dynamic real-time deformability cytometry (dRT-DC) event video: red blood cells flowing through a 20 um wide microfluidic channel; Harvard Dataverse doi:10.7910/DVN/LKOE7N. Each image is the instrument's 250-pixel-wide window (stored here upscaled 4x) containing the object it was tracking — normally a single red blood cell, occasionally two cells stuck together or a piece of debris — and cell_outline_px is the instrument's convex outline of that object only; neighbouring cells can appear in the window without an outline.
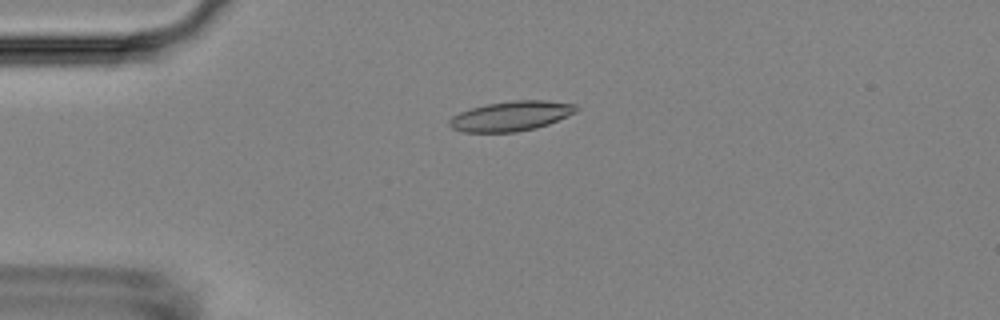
{"species": "Egyptian fruit bat (a non-hibernating species)", "species_latin": "Rousettus aegyptiacus", "temperature_condition": "room temperature", "stored_images_in_passage": 56, "camera_frame_rate_fps": 3000, "um_per_image_px": 0.085, "animal": {"sex": "female"}, "frame": {"image": 1, "passage_image": 14, "time_ms": 4.333, "image_size_px": [1000, 320], "cell_outline_px": [[580, 108], [576, 112], [548, 124], [536, 128], [516, 132], [460, 132], [452, 128], [448, 124], [448, 120], [452, 116], [460, 112], [472, 108], [488, 104], [512, 100], [548, 100], [576, 104]], "centroid_in_image_um": [43.45, 9.86], "position_along_channel_um": 41.6, "area_um2": 22.14}}
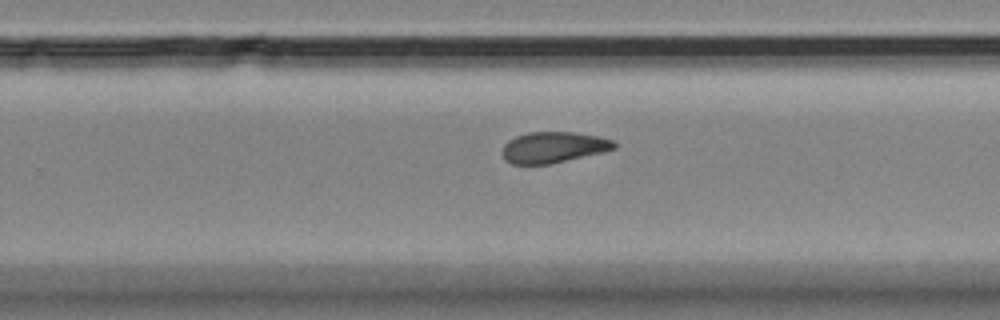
{"frame": {"image": 2, "passage_image": 36, "time_ms": 11.667, "image_size_px": [1000, 320], "cell_outline_px": [[616, 148], [604, 152], [552, 164], [512, 164], [504, 160], [504, 144], [508, 140], [516, 136], [528, 132], [576, 132], [600, 136], [612, 140], [616, 144]], "centroid_in_image_um": [47.07, 12.52], "position_along_channel_um": 282.7, "area_um2": 20.35}}
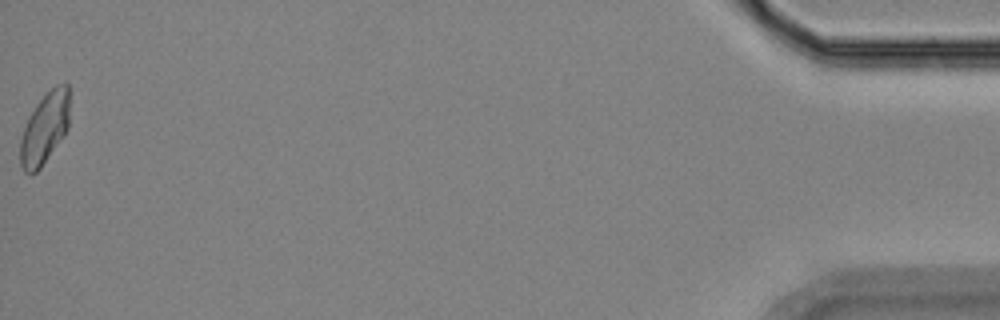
{"frame": {"image": 3, "passage_image": 56, "time_ms": 18.333, "image_size_px": [1000, 320], "cell_outline_px": [[68, 128], [64, 136], [40, 168], [32, 176], [24, 172], [20, 164], [20, 140], [28, 116], [36, 104], [56, 84], [64, 80], [68, 84]], "centroid_in_image_um": [3.79, 10.92], "position_along_channel_um": 431.4, "area_um2": 20.58}, "authors_computed_cell_mechanics": {"area_um2": 21.0103, "velocity_mm_per_s": 3.6251, "shape_relaxation_time_tau1_ms": null, "shape_relaxation_time_tau2_ms": 2.8078, "deformation_change_tau1": null, "deformation_change_tau2": 0.0927}}